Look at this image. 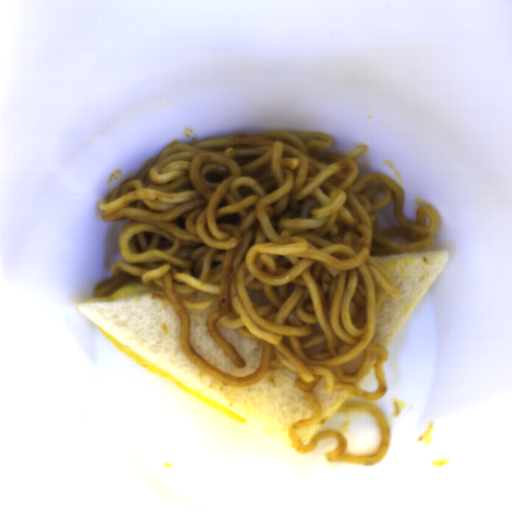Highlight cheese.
<instances>
[{
	"label": "cheese",
	"instance_id": "39d9744d",
	"mask_svg": "<svg viewBox=\"0 0 512 512\" xmlns=\"http://www.w3.org/2000/svg\"><path fill=\"white\" fill-rule=\"evenodd\" d=\"M96 327L110 343H112L119 351H121L128 358L132 359L133 361L137 362L138 364L142 365L143 367L147 368L148 370L152 371L153 373L172 383L176 387L190 394L191 396L208 405L217 412L231 418L232 420L242 425L250 423V421H248L247 419L241 417L240 415L227 409L221 404L196 391L195 389H193L192 387H190L189 385H187L186 383H184L183 381H181L180 379H178L165 369L161 368L160 366H158L157 364H155L154 362H152L151 360H149L148 358H146L145 356H143L142 354H140L127 344L123 343L122 341H120L119 339H117L116 337H114L113 335H111L98 325H96Z\"/></svg>",
	"mask_w": 512,
	"mask_h": 512
},
{
	"label": "cheese",
	"instance_id": "9ae1461e",
	"mask_svg": "<svg viewBox=\"0 0 512 512\" xmlns=\"http://www.w3.org/2000/svg\"><path fill=\"white\" fill-rule=\"evenodd\" d=\"M161 287L158 284H151L150 286H146L140 279L133 278L130 280H126L120 286L115 288L111 293L107 295H98L94 298L86 300L84 304H92L104 301H110L115 299H121L142 291L150 290L153 288Z\"/></svg>",
	"mask_w": 512,
	"mask_h": 512
}]
</instances>
